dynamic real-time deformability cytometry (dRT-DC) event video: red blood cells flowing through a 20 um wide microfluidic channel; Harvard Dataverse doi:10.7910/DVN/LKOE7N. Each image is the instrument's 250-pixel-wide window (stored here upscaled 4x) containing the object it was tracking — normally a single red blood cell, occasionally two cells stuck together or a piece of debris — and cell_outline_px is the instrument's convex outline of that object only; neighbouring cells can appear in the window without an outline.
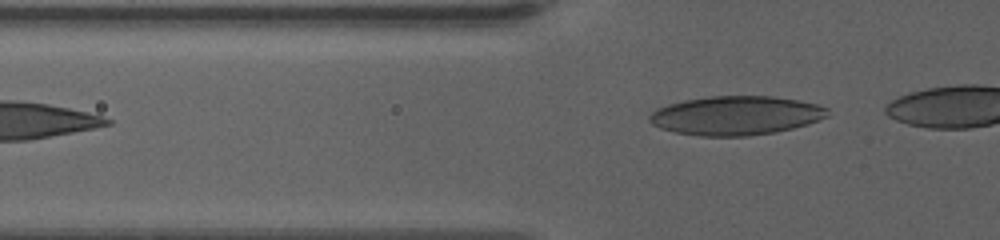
{"species": "human", "species_latin": "Homo sapiens", "temperature_condition": "warm", "stored_images_in_passage": 10, "camera_frame_rate_fps": 3000, "um_per_image_px": 0.085, "donor": {"sex": "female"}, "frame": {"image": 1, "passage_image": 2, "time_ms": 0.333, "image_size_px": [1000, 240], "cell_outline_px": [[828, 116], [808, 124], [776, 132], [748, 136], [700, 136], [676, 132], [660, 128], [652, 124], [648, 120], [648, 116], [656, 108], [668, 104], [684, 100], [708, 96], [772, 96], [796, 100], [816, 104], [828, 108]], "centroid_in_image_um": [62.53, 9.82], "position_along_channel_um": 63.3, "area_um2": 40.52}}
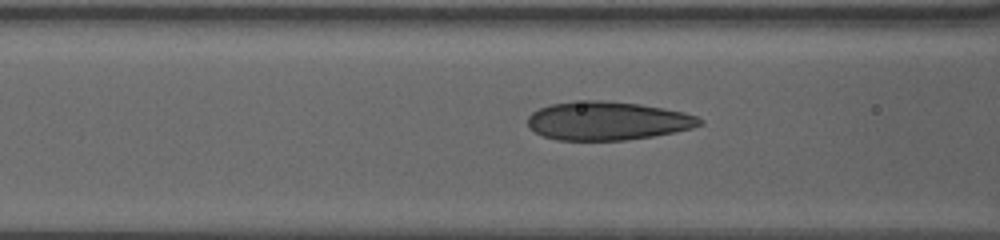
{"frame": {"image": 2, "passage_image": 7, "time_ms": 2.0, "image_size_px": [1000, 240], "cell_outline_px": [[704, 124], [692, 128], [676, 132], [652, 136], [624, 140], [556, 140], [544, 136], [528, 128], [528, 116], [532, 112], [540, 108], [552, 104], [584, 100], [600, 100], [640, 104], [684, 112], [696, 116], [704, 120]], "centroid_in_image_um": [51.65, 10.27], "position_along_channel_um": 114.9, "area_um2": 38.61}}